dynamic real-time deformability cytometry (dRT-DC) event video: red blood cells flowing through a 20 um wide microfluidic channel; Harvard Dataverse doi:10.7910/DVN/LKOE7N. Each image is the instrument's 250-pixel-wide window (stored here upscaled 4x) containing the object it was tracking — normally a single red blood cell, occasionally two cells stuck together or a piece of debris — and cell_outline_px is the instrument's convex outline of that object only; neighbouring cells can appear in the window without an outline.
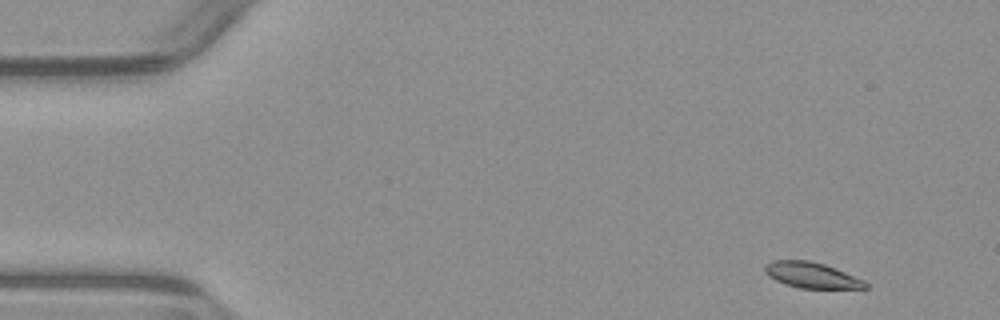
{"species": "common noctule bat (a hibernating species)", "species_latin": "Nyctalus noctula", "temperature_condition": "warm", "stored_images_in_passage": 51, "camera_frame_rate_fps": 3000, "um_per_image_px": 0.085, "animal": {"sex": "male", "body_mass_g": 23.1, "forearm_length_mm": 52.7}, "frame": {"image": 1, "passage_image": 2, "time_ms": 0.333, "image_size_px": [1000, 320], "cell_outline_px": [[868, 288], [800, 288], [784, 284], [768, 276], [764, 272], [764, 264], [772, 260], [808, 260], [824, 264], [864, 280], [868, 284]], "centroid_in_image_um": [68.94, 23.38], "position_along_channel_um": 16.1, "area_um2": 15.03}}
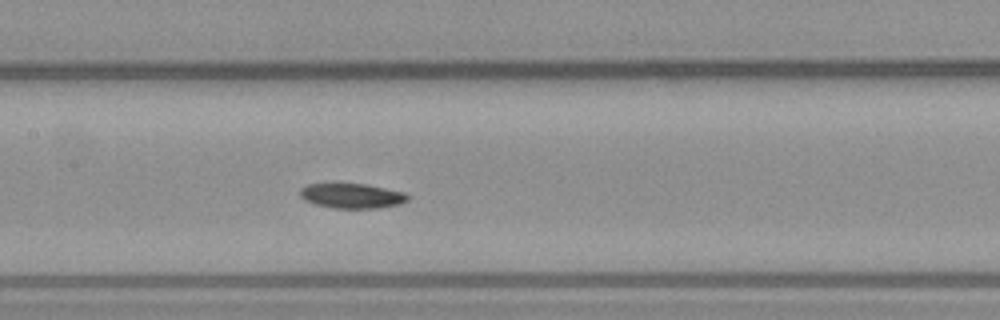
{"frame": {"image": 2, "passage_image": 23, "time_ms": 7.333, "image_size_px": [1000, 320], "cell_outline_px": [[408, 200], [400, 204], [376, 208], [332, 208], [316, 204], [304, 200], [300, 196], [300, 188], [308, 184], [332, 180], [336, 180], [364, 184], [404, 192], [408, 196]], "centroid_in_image_um": [29.82, 16.59], "position_along_channel_um": 177.6, "area_um2": 16.3}}
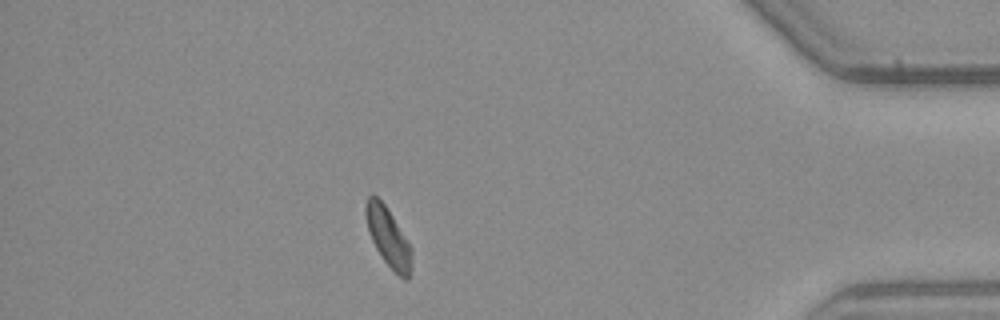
{"frame": {"image": 3, "passage_image": 44, "time_ms": 14.333, "image_size_px": [1000, 320], "cell_outline_px": [[412, 268], [408, 280], [404, 280], [384, 260], [376, 248], [368, 232], [364, 212], [364, 204], [368, 196], [376, 196], [384, 204], [392, 216], [412, 248]], "centroid_in_image_um": [32.99, 20.16], "position_along_channel_um": 402.2, "area_um2": 15.66}, "authors_computed_cell_mechanics": {"area_um2": 16.2418, "velocity_mm_per_s": 3.8776, "shape_relaxation_time_tau1_ms": 6.9537, "shape_relaxation_time_tau2_ms": null, "deformation_change_tau1": 0.128, "deformation_change_tau2": null}}